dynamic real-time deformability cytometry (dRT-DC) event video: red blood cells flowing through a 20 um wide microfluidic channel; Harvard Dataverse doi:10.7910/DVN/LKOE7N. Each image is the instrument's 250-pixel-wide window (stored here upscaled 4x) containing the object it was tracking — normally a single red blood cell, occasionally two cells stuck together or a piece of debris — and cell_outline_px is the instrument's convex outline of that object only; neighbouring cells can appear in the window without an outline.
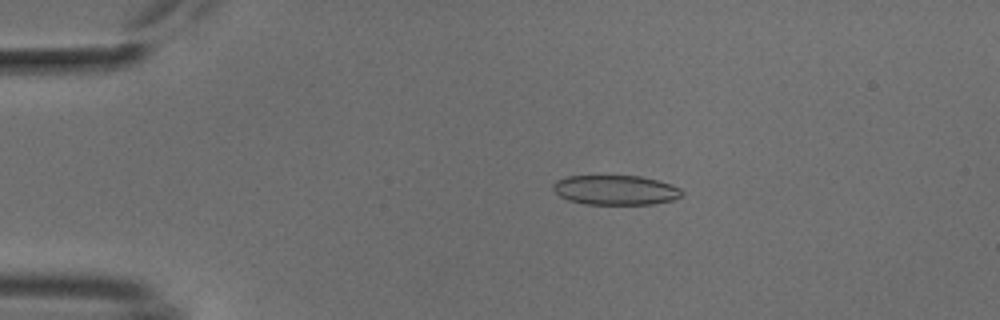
{"species": "common noctule bat (a hibernating species)", "species_latin": "Nyctalus noctula", "temperature_condition": "cold", "stored_images_in_passage": 42, "camera_frame_rate_fps": 3000, "um_per_image_px": 0.085, "animal": {"sex": "male", "body_mass_g": 18.8}, "frame": {"image": 1, "passage_image": 13, "time_ms": 4.0, "image_size_px": [1000, 320], "cell_outline_px": [[684, 196], [672, 200], [652, 204], [584, 204], [568, 200], [560, 196], [552, 188], [552, 184], [556, 180], [568, 176], [640, 176], [656, 180], [680, 188], [684, 192]], "centroid_in_image_um": [52.31, 16.16], "position_along_channel_um": 32.7, "area_um2": 22.25}}
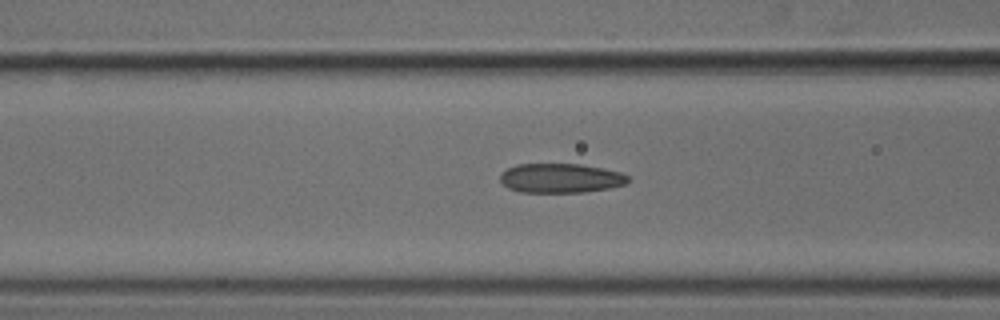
{"frame": {"image": 2, "passage_image": 26, "time_ms": 8.333, "image_size_px": [1000, 320], "cell_outline_px": [[628, 180], [624, 184], [608, 188], [580, 192], [524, 192], [508, 188], [500, 180], [500, 176], [508, 168], [516, 164], [580, 164], [620, 172], [628, 176]], "centroid_in_image_um": [47.63, 15.14], "position_along_channel_um": 119.0, "area_um2": 21.5}}
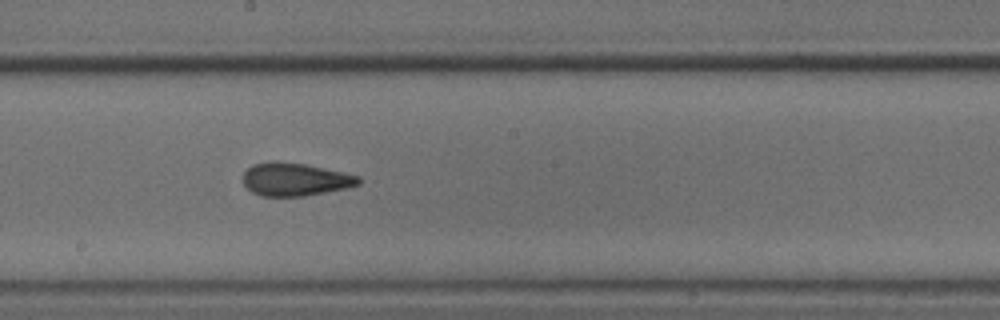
{"frame": {"image": 3, "passage_image": 36, "time_ms": 11.667, "image_size_px": [1000, 320], "cell_outline_px": [[360, 184], [344, 188], [300, 196], [264, 196], [252, 192], [244, 184], [244, 172], [252, 164], [272, 160], [304, 164], [360, 176]], "centroid_in_image_um": [25.04, 15.23], "position_along_channel_um": 223.2, "area_um2": 21.85}}